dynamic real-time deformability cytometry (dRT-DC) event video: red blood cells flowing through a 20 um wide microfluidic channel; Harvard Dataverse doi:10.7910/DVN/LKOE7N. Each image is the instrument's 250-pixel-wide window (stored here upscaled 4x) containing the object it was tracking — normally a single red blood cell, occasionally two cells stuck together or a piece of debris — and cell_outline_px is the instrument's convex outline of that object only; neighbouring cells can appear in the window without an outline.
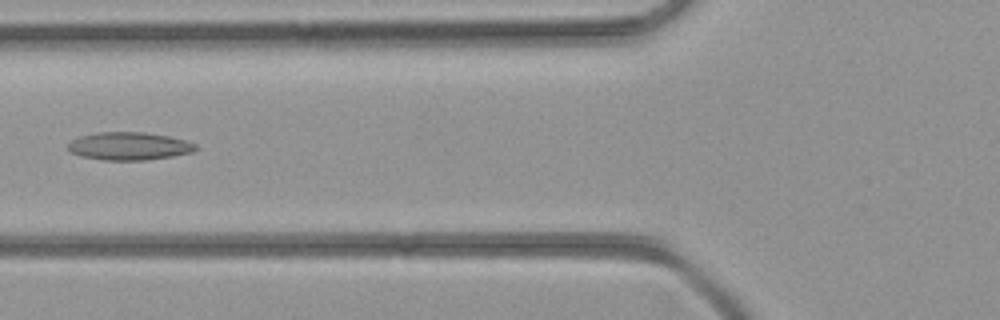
{"species": "common noctule bat (a hibernating species)", "species_latin": "Nyctalus noctula", "temperature_condition": "room temperature", "stored_images_in_passage": 43, "camera_frame_rate_fps": 3000, "um_per_image_px": 0.085, "animal": {"sex": "female", "body_mass_g": 21.9}, "frame": {"image": 1, "passage_image": 16, "time_ms": 5.0, "image_size_px": [1000, 320], "cell_outline_px": [[196, 148], [192, 152], [172, 156], [144, 160], [104, 160], [80, 156], [72, 152], [68, 148], [68, 144], [72, 140], [80, 136], [96, 132], [144, 132], [168, 136], [184, 140], [196, 144]], "centroid_in_image_um": [10.95, 12.41], "position_along_channel_um": 114.8, "area_um2": 20.58}}
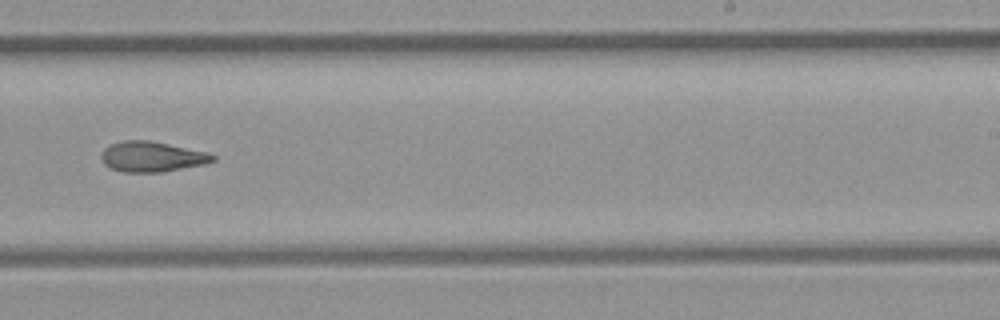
{"frame": {"image": 2, "passage_image": 26, "time_ms": 8.333, "image_size_px": [1000, 320], "cell_outline_px": [[216, 160], [204, 164], [160, 172], [124, 172], [112, 168], [104, 164], [100, 156], [104, 148], [120, 140], [148, 140], [208, 152], [216, 156]], "centroid_in_image_um": [12.91, 13.31], "position_along_channel_um": 276.1, "area_um2": 19.59}}
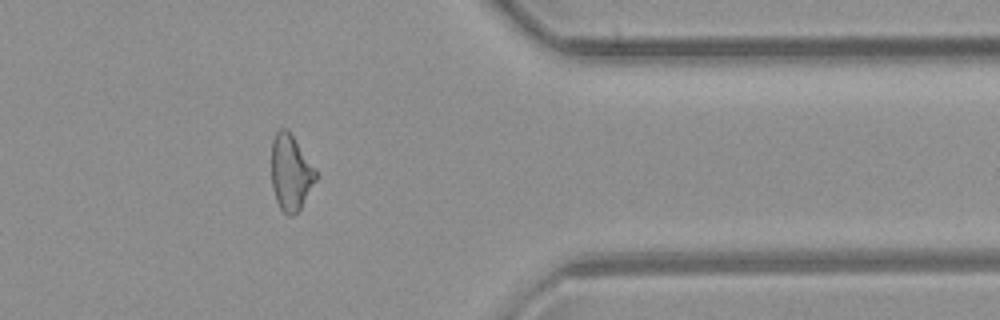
{"frame": {"image": 3, "passage_image": 34, "time_ms": 11.0, "image_size_px": [1000, 320], "cell_outline_px": [[316, 180], [300, 208], [292, 216], [288, 216], [280, 208], [276, 200], [272, 188], [272, 140], [276, 132], [280, 128], [288, 128], [316, 172]], "centroid_in_image_um": [24.68, 14.66], "position_along_channel_um": 386.7, "area_um2": 19.25}}